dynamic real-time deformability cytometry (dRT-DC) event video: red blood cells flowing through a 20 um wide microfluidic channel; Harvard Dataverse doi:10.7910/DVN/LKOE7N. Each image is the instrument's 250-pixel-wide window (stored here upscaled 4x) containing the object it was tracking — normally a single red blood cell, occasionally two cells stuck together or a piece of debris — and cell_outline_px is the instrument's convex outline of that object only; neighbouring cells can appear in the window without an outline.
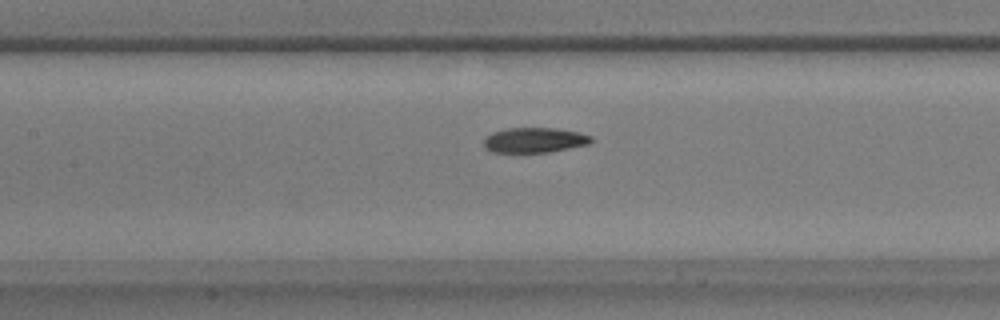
{"species": "common noctule bat (a hibernating species)", "species_latin": "Nyctalus noctula", "temperature_condition": "warm", "stored_images_in_passage": 38, "camera_frame_rate_fps": 3000, "um_per_image_px": 0.085, "animal": {"sex": "male", "body_mass_g": 17.9}, "frame": {"image": 1, "passage_image": 9, "time_ms": 2.667, "image_size_px": [1000, 320], "cell_outline_px": [[592, 144], [548, 152], [492, 152], [484, 148], [484, 136], [492, 132], [508, 128], [556, 128], [576, 132], [592, 136]], "centroid_in_image_um": [45.41, 11.91], "position_along_channel_um": 162.0, "area_um2": 15.78}}
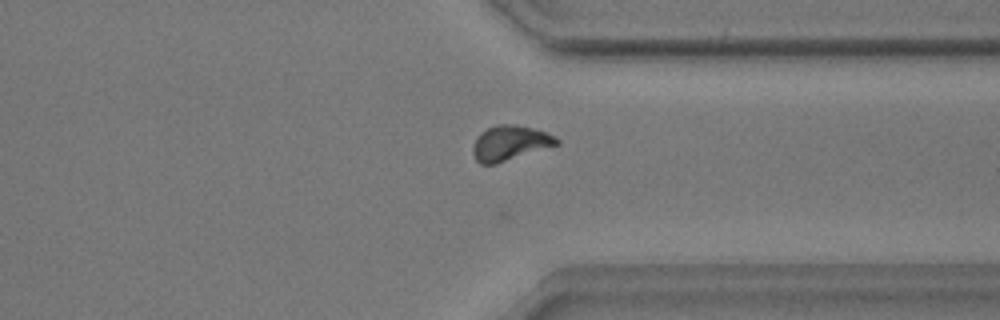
{"frame": {"image": 2, "passage_image": 25, "time_ms": 8.0, "image_size_px": [1000, 320], "cell_outline_px": [[560, 144], [496, 164], [480, 164], [476, 160], [472, 152], [472, 148], [476, 136], [480, 132], [496, 124], [516, 124], [532, 128], [556, 136], [560, 140]], "centroid_in_image_um": [43.33, 12.16], "position_along_channel_um": 368.1, "area_um2": 17.22}}
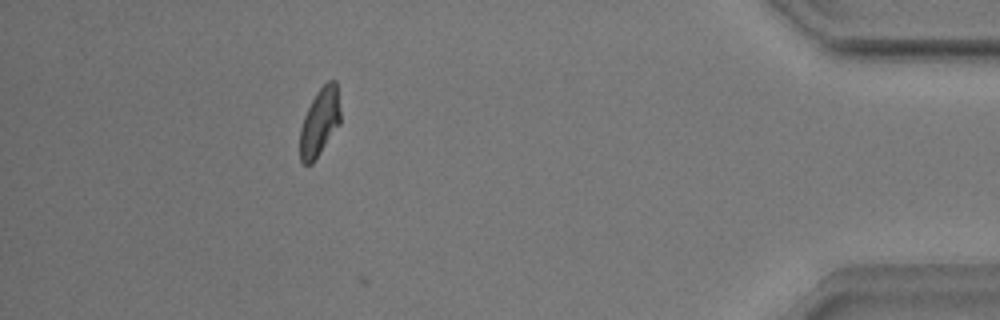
{"frame": {"image": 3, "passage_image": 32, "time_ms": 10.333, "image_size_px": [1000, 320], "cell_outline_px": [[340, 124], [312, 164], [304, 164], [300, 160], [300, 128], [304, 116], [316, 92], [328, 80], [336, 80], [340, 108]], "centroid_in_image_um": [27.17, 10.37], "position_along_channel_um": 408.0, "area_um2": 15.95}, "authors_computed_cell_mechanics": {"area_um2": 16.2996, "velocity_mm_per_s": 3.8811, "shape_relaxation_time_tau1_ms": 4.6648, "shape_relaxation_time_tau2_ms": 4.2095, "deformation_change_tau1": 0.1485, "deformation_change_tau2": 0.0941}}